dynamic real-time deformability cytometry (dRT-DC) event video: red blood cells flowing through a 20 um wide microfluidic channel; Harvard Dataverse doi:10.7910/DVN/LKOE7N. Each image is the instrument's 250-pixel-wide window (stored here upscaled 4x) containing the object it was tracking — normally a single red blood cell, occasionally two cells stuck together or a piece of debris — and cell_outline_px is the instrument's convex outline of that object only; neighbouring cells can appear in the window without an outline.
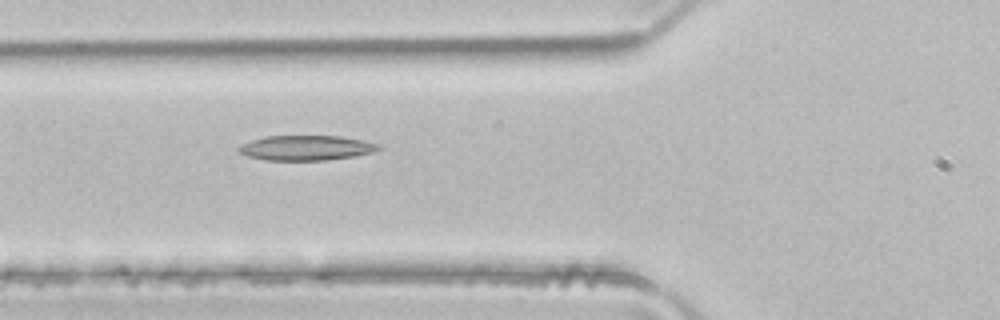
{"species": "common noctule bat (a hibernating species)", "species_latin": "Nyctalus noctula", "temperature_condition": "room temperature", "stored_images_in_passage": 4, "camera_frame_rate_fps": 3000, "um_per_image_px": 0.085, "animal": {"sex": "male", "body_mass_g": 21.5, "forearm_length_mm": 52.0}, "frame": {"image": 1, "passage_image": 4, "time_ms": 1.0, "image_size_px": [1000, 320], "cell_outline_px": [[384, 148], [372, 152], [352, 156], [324, 160], [264, 160], [248, 156], [240, 152], [236, 148], [240, 144], [252, 140], [268, 136], [340, 136], [364, 140], [376, 144]], "centroid_in_image_um": [26.0, 12.56], "position_along_channel_um": 99.8, "area_um2": 20.17}}